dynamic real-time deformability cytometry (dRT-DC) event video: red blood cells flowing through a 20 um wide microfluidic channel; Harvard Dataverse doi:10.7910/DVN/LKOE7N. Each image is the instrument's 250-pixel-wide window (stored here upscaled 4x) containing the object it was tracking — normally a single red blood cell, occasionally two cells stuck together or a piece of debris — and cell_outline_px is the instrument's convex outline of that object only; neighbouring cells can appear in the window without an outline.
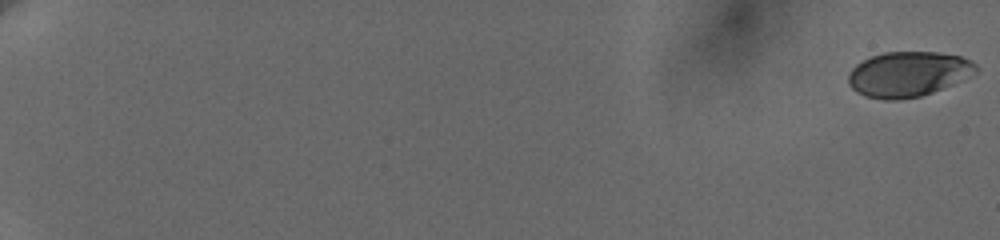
{"species": "human", "species_latin": "Homo sapiens", "temperature_condition": "cold", "stored_images_in_passage": 51, "camera_frame_rate_fps": 3000, "um_per_image_px": 0.085, "donor": {"sex": "female"}, "frame": {"image": 1, "passage_image": 1, "time_ms": 0.0, "image_size_px": [1000, 240], "cell_outline_px": [[980, 68], [976, 72], [964, 80], [932, 92], [920, 96], [896, 100], [884, 100], [864, 96], [856, 92], [848, 84], [848, 72], [856, 64], [872, 56], [884, 52], [936, 52], [960, 56], [972, 60]], "centroid_in_image_um": [77.2, 6.3], "position_along_channel_um": 7.8, "area_um2": 33.81}}
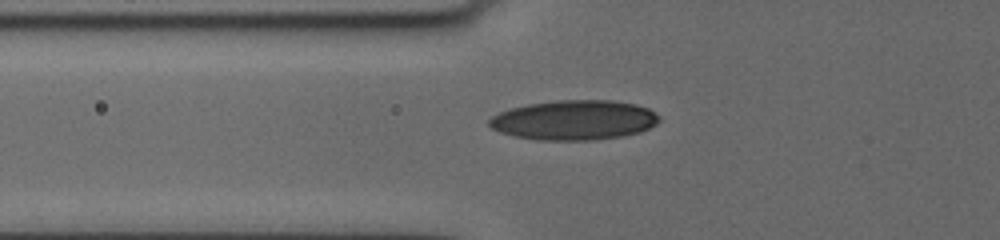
{"frame": {"image": 2, "passage_image": 35, "time_ms": 8.333, "image_size_px": [1000, 240], "cell_outline_px": [[660, 120], [656, 124], [640, 132], [620, 136], [592, 140], [536, 140], [516, 136], [500, 132], [492, 128], [488, 124], [488, 120], [492, 116], [508, 108], [528, 104], [556, 100], [612, 100], [636, 104], [648, 108], [660, 116]], "centroid_in_image_um": [48.79, 10.2], "position_along_channel_um": 77.0, "area_um2": 39.48}}
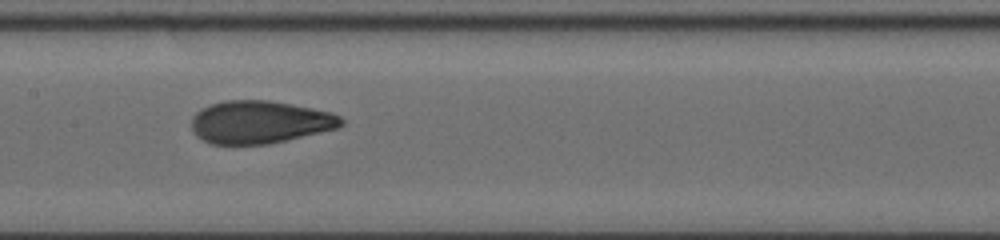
{"frame": {"image": 3, "passage_image": 50, "time_ms": 11.333, "image_size_px": [1000, 240], "cell_outline_px": [[344, 124], [340, 128], [268, 144], [212, 144], [196, 136], [192, 132], [192, 116], [200, 108], [224, 100], [268, 100], [292, 104], [332, 112], [340, 116], [344, 120]], "centroid_in_image_um": [22.09, 10.37], "position_along_channel_um": 185.3, "area_um2": 37.51}}